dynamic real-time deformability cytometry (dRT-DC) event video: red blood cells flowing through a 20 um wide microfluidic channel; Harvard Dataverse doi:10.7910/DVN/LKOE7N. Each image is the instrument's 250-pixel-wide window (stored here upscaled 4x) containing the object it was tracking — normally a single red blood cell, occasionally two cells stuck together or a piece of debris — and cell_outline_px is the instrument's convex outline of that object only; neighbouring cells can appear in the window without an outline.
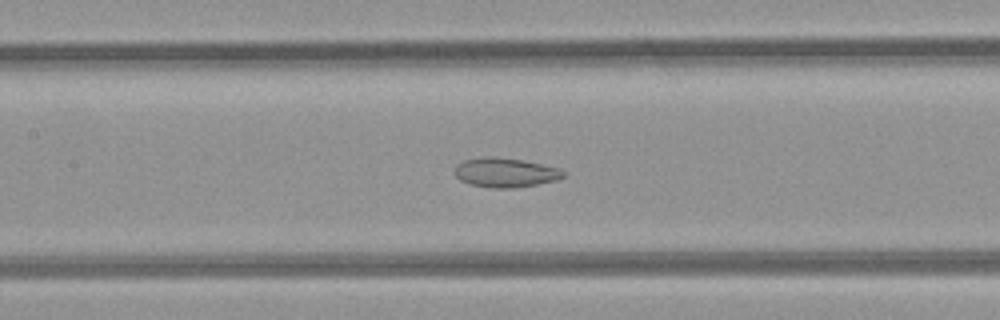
{"species": "common noctule bat (a hibernating species)", "species_latin": "Nyctalus noctula", "temperature_condition": "room temperature", "stored_images_in_passage": 37, "segment_of_instrument_passage": [1, 2], "camera_frame_rate_fps": 3000, "um_per_image_px": 0.085, "animal": {"sex": "female", "body_mass_g": 21.9}, "frame": {"image": 1, "passage_image": 10, "time_ms": 3.0, "image_size_px": [1000, 320], "cell_outline_px": [[568, 172], [564, 176], [556, 180], [516, 188], [492, 188], [472, 184], [460, 180], [456, 176], [456, 164], [464, 160], [492, 156], [524, 160], [560, 168]], "centroid_in_image_um": [43.0, 14.66], "position_along_channel_um": 164.4, "area_um2": 18.55}}
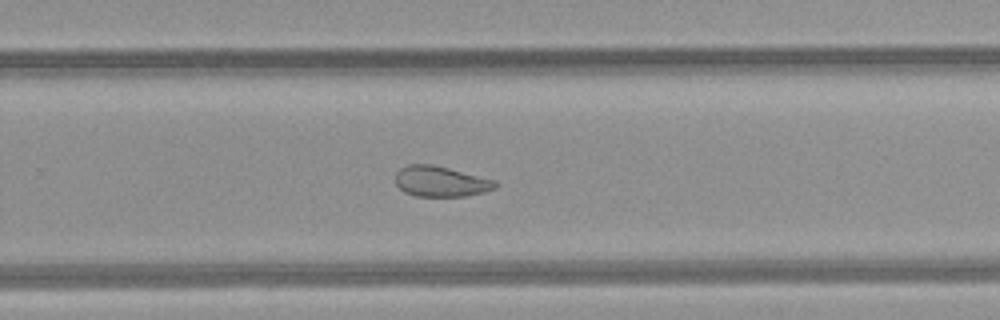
{"frame": {"image": 2, "passage_image": 19, "time_ms": 6.0, "image_size_px": [1000, 320], "cell_outline_px": [[500, 184], [496, 188], [484, 192], [464, 196], [416, 196], [404, 192], [396, 184], [396, 172], [400, 168], [408, 164], [432, 164], [496, 180]], "centroid_in_image_um": [37.48, 15.42], "position_along_channel_um": 292.3, "area_um2": 17.8}}
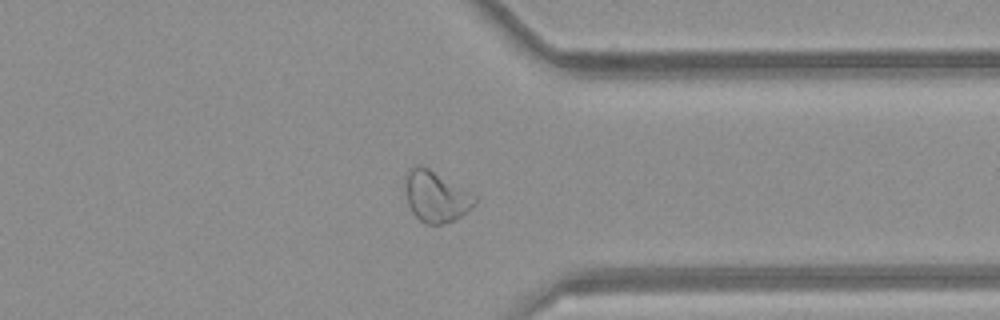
{"frame": {"image": 3, "passage_image": 25, "time_ms": 8.0, "image_size_px": [1000, 320], "cell_outline_px": [[476, 204], [460, 216], [444, 224], [428, 224], [420, 220], [412, 212], [408, 204], [404, 184], [408, 168], [416, 164], [420, 164], [428, 168], [476, 196]], "centroid_in_image_um": [37.01, 16.69], "position_along_channel_um": 374.4, "area_um2": 20.4}}